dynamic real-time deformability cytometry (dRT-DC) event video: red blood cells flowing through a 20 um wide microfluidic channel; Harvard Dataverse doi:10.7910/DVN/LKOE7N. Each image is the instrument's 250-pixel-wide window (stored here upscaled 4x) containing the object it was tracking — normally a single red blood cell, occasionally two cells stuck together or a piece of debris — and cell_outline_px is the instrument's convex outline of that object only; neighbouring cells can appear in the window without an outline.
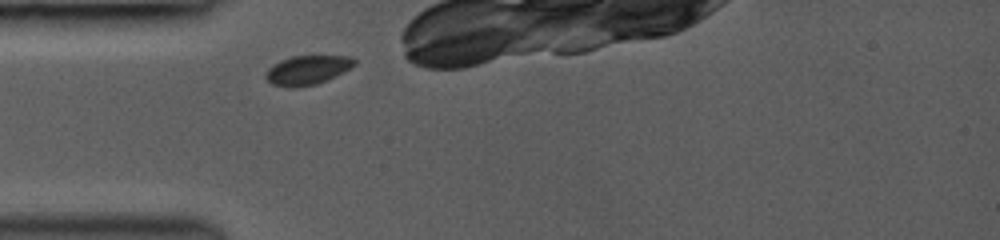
{"species": "common noctule bat (a hibernating species)", "species_latin": "Nyctalus noctula", "temperature_condition": "room temperature", "stored_images_in_passage": 1, "camera_frame_rate_fps": 3000, "um_per_image_px": 0.085, "animal": {"sex": "female", "body_mass_g": 19.0, "forearm_length_mm": 53.3}, "frame": {"image": 1, "passage_image": 1, "time_ms": 0.0, "image_size_px": [1000, 240], "cell_outline_px": [[356, 64], [316, 84], [296, 88], [288, 88], [272, 84], [264, 76], [264, 72], [268, 68], [280, 60], [292, 56], [352, 56], [356, 60]], "centroid_in_image_um": [26.06, 5.95], "position_along_channel_um": 58.9, "area_um2": 14.91}}